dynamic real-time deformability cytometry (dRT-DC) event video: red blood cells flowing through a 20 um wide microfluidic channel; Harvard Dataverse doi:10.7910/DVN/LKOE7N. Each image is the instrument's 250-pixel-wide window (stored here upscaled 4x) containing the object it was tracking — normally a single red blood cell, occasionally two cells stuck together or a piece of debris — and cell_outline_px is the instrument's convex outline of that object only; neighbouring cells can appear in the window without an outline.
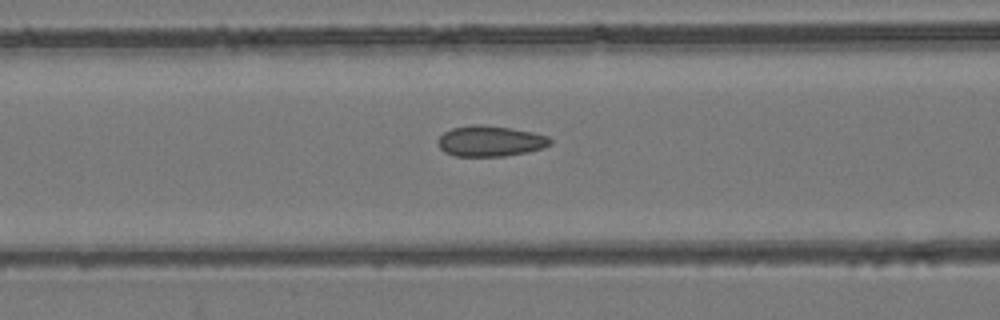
{"species": "common noctule bat (a hibernating species)", "species_latin": "Nyctalus noctula", "temperature_condition": "room temperature", "stored_images_in_passage": 53, "camera_frame_rate_fps": 3000, "um_per_image_px": 0.085, "animal": {"sex": "female", "body_mass_g": 24.6, "forearm_length_mm": 56.2}, "frame": {"image": 1, "passage_image": 22, "time_ms": 7.0, "image_size_px": [1000, 320], "cell_outline_px": [[552, 144], [528, 152], [504, 156], [456, 156], [444, 152], [440, 148], [436, 140], [444, 132], [452, 128], [472, 124], [480, 124], [512, 128], [532, 132], [548, 136], [552, 140]], "centroid_in_image_um": [41.65, 11.99], "position_along_channel_um": 124.9, "area_um2": 20.17}}
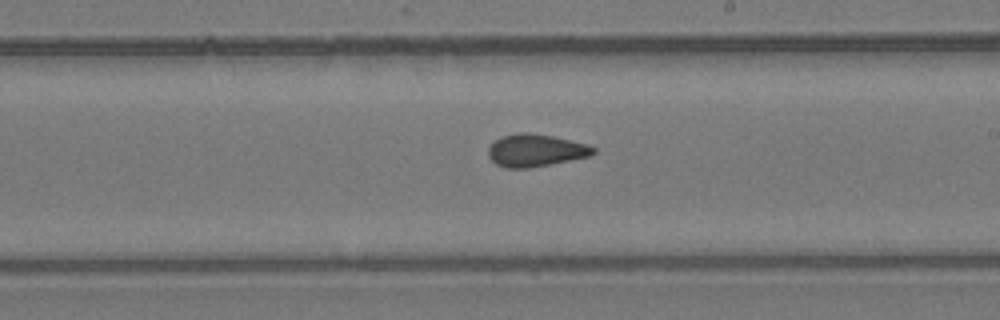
{"frame": {"image": 2, "passage_image": 31, "time_ms": 10.0, "image_size_px": [1000, 320], "cell_outline_px": [[596, 152], [588, 156], [528, 168], [508, 168], [496, 164], [488, 156], [488, 148], [496, 140], [504, 136], [516, 132], [528, 132], [552, 136], [588, 144], [596, 148]], "centroid_in_image_um": [45.52, 12.77], "position_along_channel_um": 243.5, "area_um2": 19.59}}
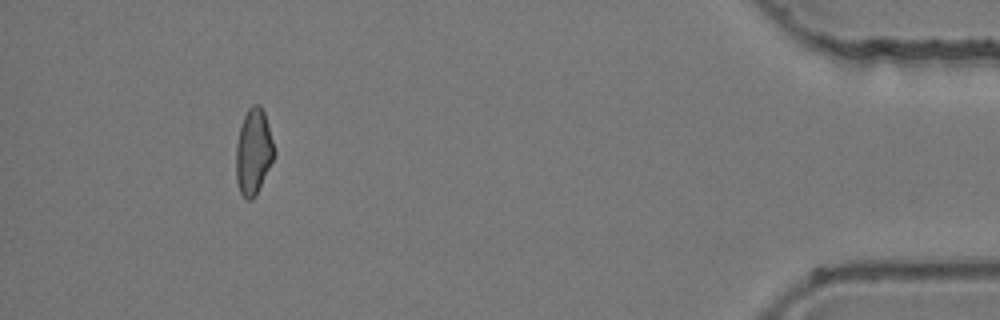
{"frame": {"image": 3, "passage_image": 49, "time_ms": 16.0, "image_size_px": [1000, 320], "cell_outline_px": [[276, 156], [252, 200], [244, 200], [240, 192], [236, 180], [236, 144], [240, 128], [244, 116], [248, 108], [252, 104], [260, 104], [264, 112], [268, 124], [276, 152]], "centroid_in_image_um": [21.55, 12.89], "position_along_channel_um": 413.6, "area_um2": 19.19}, "authors_computed_cell_mechanics": {"area_um2": 19.8832, "velocity_mm_per_s": 3.9504, "shape_relaxation_time_tau1_ms": null, "shape_relaxation_time_tau2_ms": 2.176, "deformation_change_tau1": null, "deformation_change_tau2": 0.0709}}